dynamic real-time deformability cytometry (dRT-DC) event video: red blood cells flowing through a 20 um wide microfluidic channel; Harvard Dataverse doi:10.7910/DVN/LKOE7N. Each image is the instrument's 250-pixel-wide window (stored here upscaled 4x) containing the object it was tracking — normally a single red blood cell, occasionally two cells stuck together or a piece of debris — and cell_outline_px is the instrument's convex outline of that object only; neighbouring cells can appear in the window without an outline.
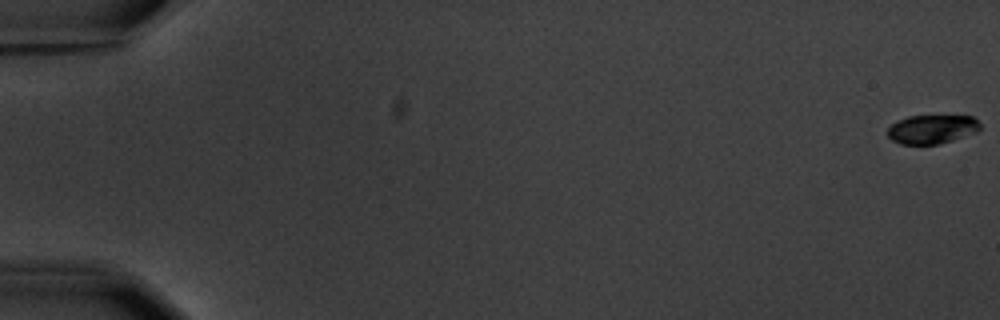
{"species": "common noctule bat (a hibernating species)", "species_latin": "Nyctalus noctula", "temperature_condition": "warm", "stored_images_in_passage": 10, "camera_frame_rate_fps": 3000, "um_per_image_px": 0.085, "animal": {"sex": "male", "body_mass_g": 20.1, "forearm_length_mm": 53.5}, "frame": {"image": 1, "passage_image": 1, "time_ms": 0.0, "image_size_px": [1000, 320], "cell_outline_px": [[980, 128], [976, 132], [940, 144], [900, 144], [892, 140], [888, 136], [888, 128], [896, 120], [908, 116], [972, 116], [980, 124]], "centroid_in_image_um": [79.19, 10.98], "position_along_channel_um": 5.8, "area_um2": 15.49}}
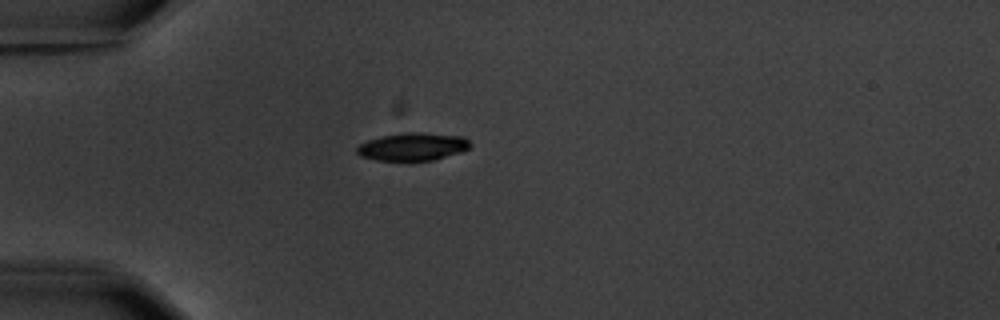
{"frame": {"image": 2, "passage_image": 5, "time_ms": 5.667, "image_size_px": [1000, 320], "cell_outline_px": [[472, 144], [468, 148], [460, 152], [432, 160], [376, 160], [360, 156], [356, 152], [356, 148], [360, 144], [368, 140], [384, 136], [404, 132], [420, 132], [464, 136]], "centroid_in_image_um": [35.08, 12.46], "position_along_channel_um": 49.9, "area_um2": 18.21}}
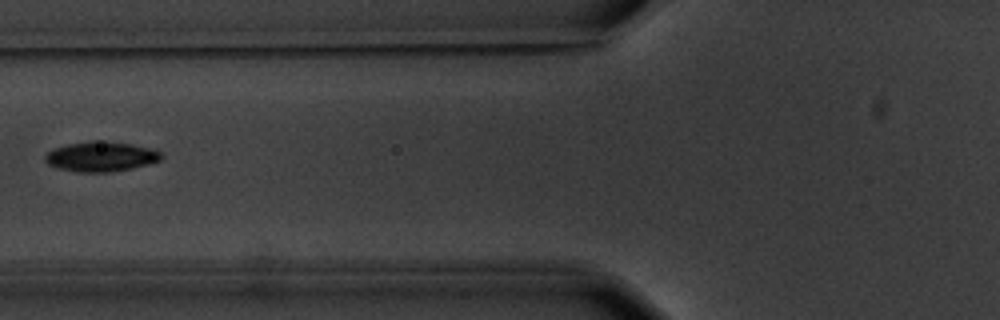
{"frame": {"image": 3, "passage_image": 7, "time_ms": 8.0, "image_size_px": [1000, 320], "cell_outline_px": [[164, 156], [160, 160], [148, 164], [108, 172], [76, 172], [60, 168], [48, 164], [44, 160], [44, 156], [48, 152], [56, 148], [68, 144], [92, 140], [104, 140], [132, 144], [148, 148], [160, 152]], "centroid_in_image_um": [8.56, 13.29], "position_along_channel_um": 117.2, "area_um2": 20.06}}